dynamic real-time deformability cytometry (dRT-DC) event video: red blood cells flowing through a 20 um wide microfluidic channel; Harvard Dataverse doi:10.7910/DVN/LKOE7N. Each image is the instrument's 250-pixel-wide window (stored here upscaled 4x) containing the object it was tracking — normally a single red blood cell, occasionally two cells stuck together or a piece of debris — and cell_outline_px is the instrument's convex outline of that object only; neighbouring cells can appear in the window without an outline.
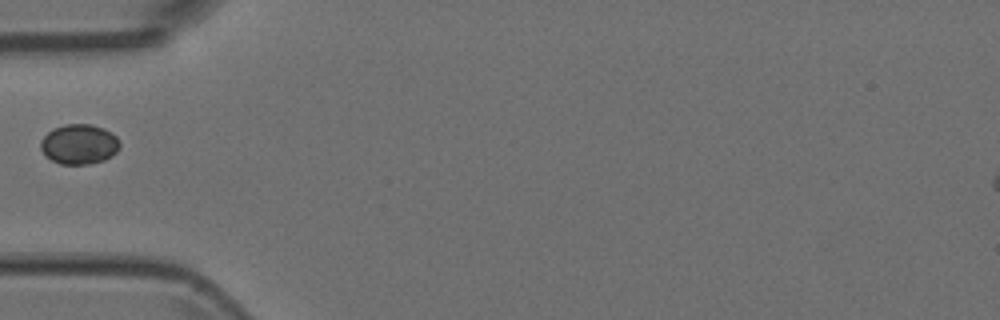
{"species": "Egyptian fruit bat (a non-hibernating species)", "species_latin": "Rousettus aegyptiacus", "temperature_condition": "room temperature", "stored_images_in_passage": 1, "camera_frame_rate_fps": 3000, "um_per_image_px": 0.085, "animal": {"sex": "female"}, "frame": {"image": 1, "passage_image": 1, "time_ms": 0.0, "image_size_px": [1000, 320], "cell_outline_px": [[120, 148], [112, 156], [104, 160], [88, 164], [60, 164], [52, 160], [40, 148], [40, 140], [52, 128], [64, 124], [88, 124], [104, 128], [112, 132], [120, 140]], "centroid_in_image_um": [6.75, 12.24], "position_along_channel_um": 78.2, "area_um2": 18.55}}